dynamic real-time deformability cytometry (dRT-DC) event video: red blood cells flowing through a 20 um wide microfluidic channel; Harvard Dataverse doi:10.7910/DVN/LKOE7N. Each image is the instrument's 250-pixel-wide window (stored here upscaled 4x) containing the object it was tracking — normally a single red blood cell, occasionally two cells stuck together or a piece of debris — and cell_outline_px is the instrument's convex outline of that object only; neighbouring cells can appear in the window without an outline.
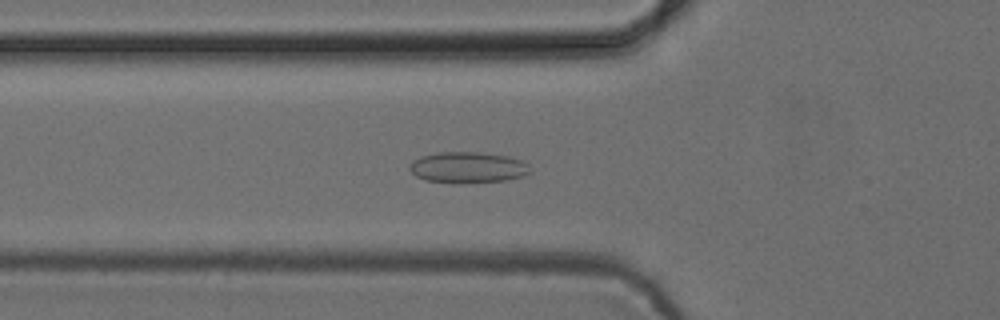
{"species": "common noctule bat (a hibernating species)", "species_latin": "Nyctalus noctula", "temperature_condition": "cold", "stored_images_in_passage": 41, "camera_frame_rate_fps": 3000, "um_per_image_px": 0.085, "animal": {"sex": "female", "body_mass_g": 24.6, "forearm_length_mm": 56.2}, "frame": {"image": 1, "passage_image": 14, "time_ms": 4.333, "image_size_px": [1000, 320], "cell_outline_px": [[532, 172], [524, 176], [508, 180], [428, 180], [416, 176], [408, 168], [420, 156], [440, 152], [480, 152], [508, 156], [520, 160], [528, 164]], "centroid_in_image_um": [39.84, 14.18], "position_along_channel_um": 86.0, "area_um2": 20.75}}
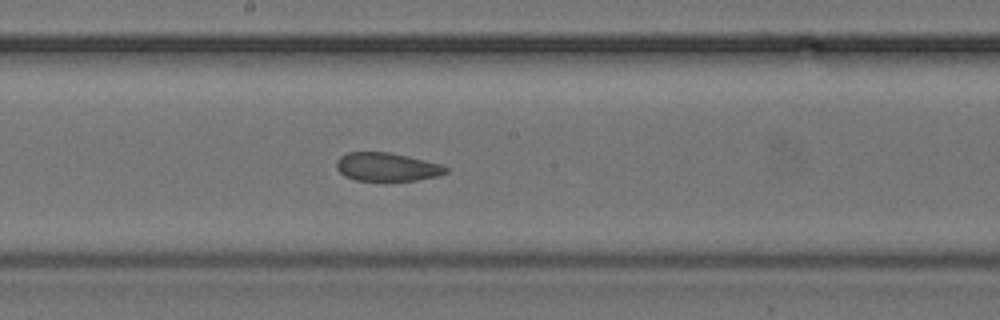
{"frame": {"image": 2, "passage_image": 24, "time_ms": 7.667, "image_size_px": [1000, 320], "cell_outline_px": [[448, 172], [440, 176], [416, 180], [356, 180], [344, 176], [336, 168], [336, 160], [340, 156], [348, 152], [388, 152], [408, 156], [440, 164], [448, 168]], "centroid_in_image_um": [32.88, 14.18], "position_along_channel_um": 215.3, "area_um2": 18.09}}
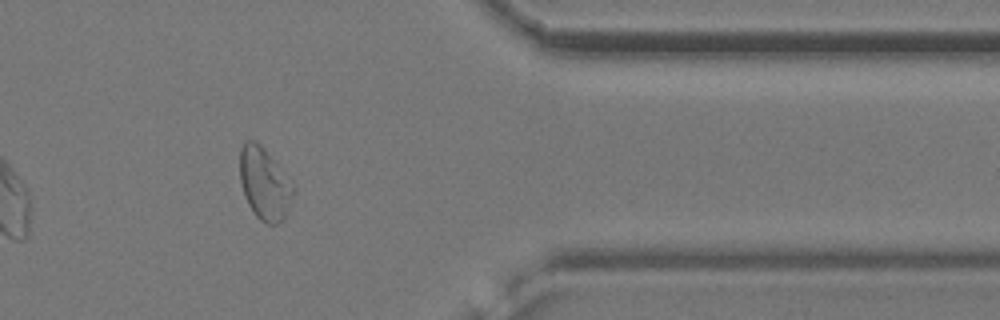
{"frame": {"image": 3, "passage_image": 39, "time_ms": 12.667, "image_size_px": [1000, 320], "cell_outline_px": [[296, 188], [284, 216], [276, 224], [268, 224], [260, 220], [256, 216], [248, 204], [244, 196], [240, 180], [240, 148], [244, 140], [256, 140], [264, 148], [292, 180]], "centroid_in_image_um": [22.47, 15.57], "position_along_channel_um": 388.9, "area_um2": 22.54}, "authors_computed_cell_mechanics": {"area_um2": 19.8832, "velocity_mm_per_s": 3.852, "shape_relaxation_time_tau1_ms": null, "shape_relaxation_time_tau2_ms": 2.3283, "deformation_change_tau1": null, "deformation_change_tau2": 0.0629}}